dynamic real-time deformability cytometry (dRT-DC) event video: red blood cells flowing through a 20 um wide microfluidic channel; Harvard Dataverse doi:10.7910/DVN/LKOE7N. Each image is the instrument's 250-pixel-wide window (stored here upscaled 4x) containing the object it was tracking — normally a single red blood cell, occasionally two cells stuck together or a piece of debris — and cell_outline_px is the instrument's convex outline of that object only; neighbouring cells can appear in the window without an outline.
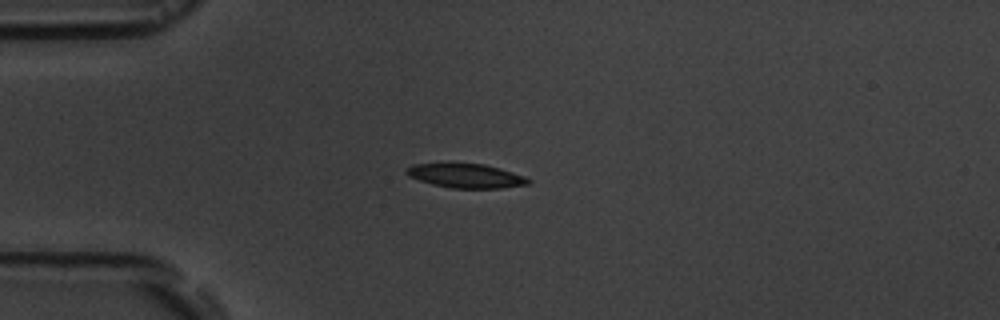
{"species": "common noctule bat (a hibernating species)", "species_latin": "Nyctalus noctula", "temperature_condition": "room temperature", "stored_images_in_passage": 15, "camera_frame_rate_fps": 3000, "um_per_image_px": 0.085, "animal": {"sex": "male", "body_mass_g": 19.5, "forearm_length_mm": 54.6}, "frame": {"image": 1, "passage_image": 3, "time_ms": 3.0, "image_size_px": [1000, 320], "cell_outline_px": [[532, 180], [528, 184], [500, 188], [452, 188], [432, 184], [408, 176], [404, 172], [412, 164], [484, 164], [512, 172], [524, 176]], "centroid_in_image_um": [39.61, 14.95], "position_along_channel_um": 45.4, "area_um2": 16.82}}
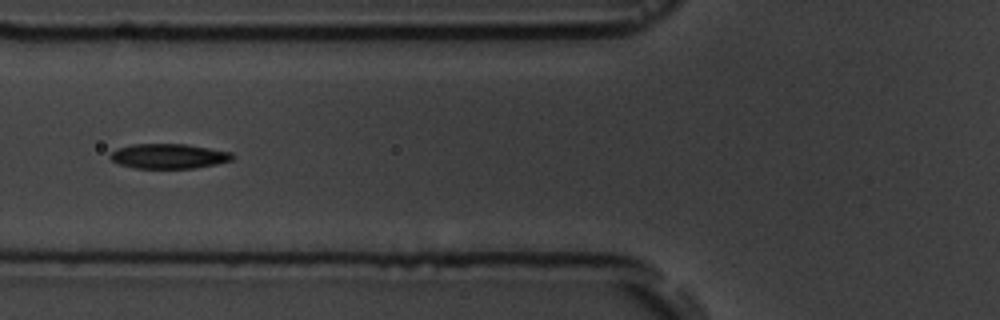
{"frame": {"image": 2, "passage_image": 5, "time_ms": 5.333, "image_size_px": [1000, 320], "cell_outline_px": [[232, 160], [216, 164], [192, 168], [136, 168], [120, 164], [112, 160], [108, 156], [116, 148], [132, 144], [188, 144], [232, 152]], "centroid_in_image_um": [14.32, 13.26], "position_along_channel_um": 111.5, "area_um2": 17.63}}
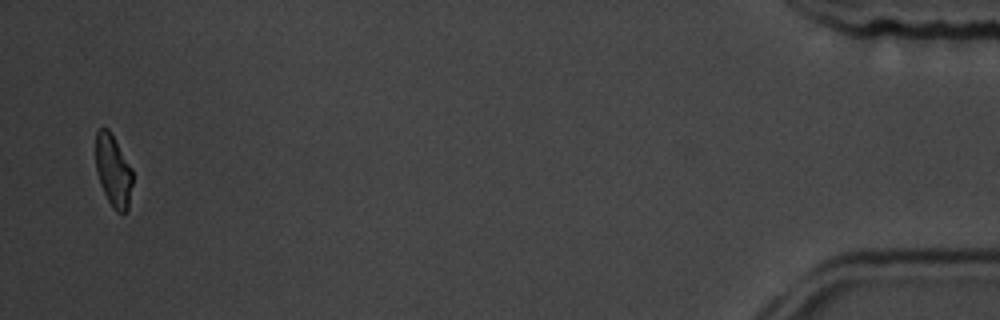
{"frame": {"image": 3, "passage_image": 15, "time_ms": 16.333, "image_size_px": [1000, 320], "cell_outline_px": [[132, 184], [128, 208], [124, 212], [116, 212], [112, 208], [100, 184], [96, 172], [96, 128], [108, 128], [132, 168]], "centroid_in_image_um": [9.61, 14.51], "position_along_channel_um": 425.6, "area_um2": 15.43}, "authors_computed_cell_mechanics": {"area_um2": 17.2822, "velocity_mm_per_s": 3.6545, "shape_relaxation_time_tau1_ms": 2.3309, "shape_relaxation_time_tau2_ms": 5.1667, "deformation_change_tau1": 0.0963, "deformation_change_tau2": 0.1083}}